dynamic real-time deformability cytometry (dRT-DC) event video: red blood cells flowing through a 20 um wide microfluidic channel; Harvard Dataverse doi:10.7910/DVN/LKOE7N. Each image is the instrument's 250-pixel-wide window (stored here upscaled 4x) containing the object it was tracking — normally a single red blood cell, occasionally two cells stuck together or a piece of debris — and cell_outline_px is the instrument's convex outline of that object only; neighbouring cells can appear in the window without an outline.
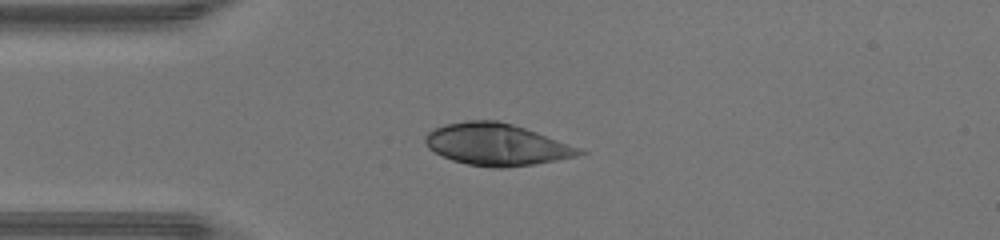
{"species": "human", "species_latin": "Homo sapiens", "temperature_condition": "warm", "stored_images_in_passage": 35, "camera_frame_rate_fps": 3000, "um_per_image_px": 0.085, "donor": {"sex": "male"}, "frame": {"image": 1, "passage_image": 1, "time_ms": 0.0, "image_size_px": [1000, 240], "cell_outline_px": [[588, 152], [576, 156], [556, 160], [532, 164], [504, 168], [492, 168], [468, 164], [452, 160], [428, 148], [424, 140], [424, 136], [428, 132], [444, 124], [468, 120], [496, 120], [512, 124], [536, 132], [580, 148]], "centroid_in_image_um": [42.19, 12.28], "position_along_channel_um": 42.8, "area_um2": 37.22}}
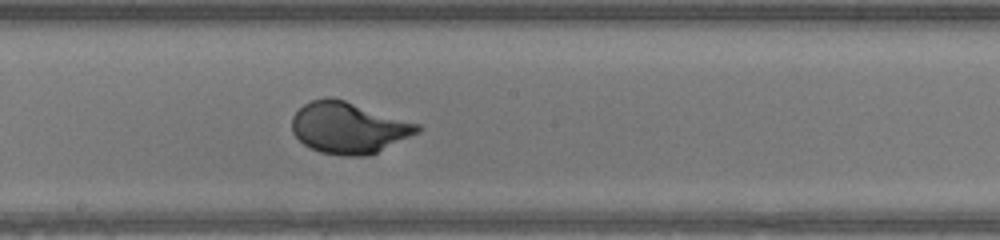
{"frame": {"image": 2, "passage_image": 14, "time_ms": 4.333, "image_size_px": [1000, 240], "cell_outline_px": [[424, 128], [420, 132], [376, 152], [364, 156], [344, 156], [320, 152], [304, 144], [292, 132], [292, 116], [304, 104], [312, 100], [328, 96], [332, 96], [420, 124]], "centroid_in_image_um": [29.64, 10.85], "position_along_channel_um": 218.6, "area_um2": 37.45}}
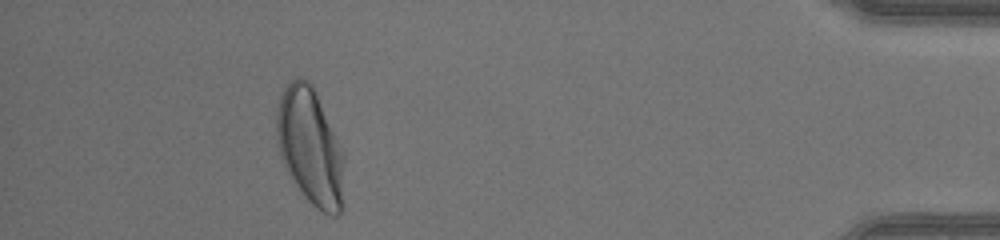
{"frame": {"image": 3, "passage_image": 31, "time_ms": 10.0, "image_size_px": [1000, 240], "cell_outline_px": [[344, 204], [340, 212], [336, 216], [332, 216], [316, 208], [300, 192], [292, 180], [280, 156], [276, 144], [276, 112], [280, 96], [284, 88], [292, 80], [300, 76], [308, 80], [312, 84], [316, 92], [344, 152]], "centroid_in_image_um": [26.38, 12.49], "position_along_channel_um": 408.8, "area_um2": 46.59}, "authors_computed_cell_mechanics": {"area_um2": 37.6856, "velocity_mm_per_s": 4.4656, "shape_relaxation_time_tau1_ms": 2.3346, "shape_relaxation_time_tau2_ms": null, "deformation_change_tau1": 0.1777, "deformation_change_tau2": null}}